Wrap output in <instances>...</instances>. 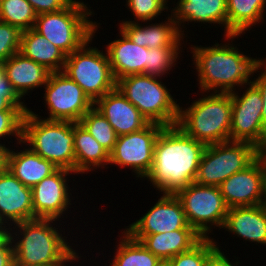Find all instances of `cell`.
Wrapping results in <instances>:
<instances>
[{"label":"cell","instance_id":"obj_37","mask_svg":"<svg viewBox=\"0 0 266 266\" xmlns=\"http://www.w3.org/2000/svg\"><path fill=\"white\" fill-rule=\"evenodd\" d=\"M36 14L51 13L64 9L72 0H27Z\"/></svg>","mask_w":266,"mask_h":266},{"label":"cell","instance_id":"obj_36","mask_svg":"<svg viewBox=\"0 0 266 266\" xmlns=\"http://www.w3.org/2000/svg\"><path fill=\"white\" fill-rule=\"evenodd\" d=\"M24 113L21 110L0 111V138L7 135L17 136L22 142V122Z\"/></svg>","mask_w":266,"mask_h":266},{"label":"cell","instance_id":"obj_17","mask_svg":"<svg viewBox=\"0 0 266 266\" xmlns=\"http://www.w3.org/2000/svg\"><path fill=\"white\" fill-rule=\"evenodd\" d=\"M94 105L98 106L96 109L105 116L117 136L140 131L150 123L117 88L99 98Z\"/></svg>","mask_w":266,"mask_h":266},{"label":"cell","instance_id":"obj_30","mask_svg":"<svg viewBox=\"0 0 266 266\" xmlns=\"http://www.w3.org/2000/svg\"><path fill=\"white\" fill-rule=\"evenodd\" d=\"M37 14L27 0H0V21L21 31L34 27Z\"/></svg>","mask_w":266,"mask_h":266},{"label":"cell","instance_id":"obj_10","mask_svg":"<svg viewBox=\"0 0 266 266\" xmlns=\"http://www.w3.org/2000/svg\"><path fill=\"white\" fill-rule=\"evenodd\" d=\"M176 196L180 199L188 224L203 238H207L210 226L223 228L228 206L218 186L200 185L195 182L180 189Z\"/></svg>","mask_w":266,"mask_h":266},{"label":"cell","instance_id":"obj_21","mask_svg":"<svg viewBox=\"0 0 266 266\" xmlns=\"http://www.w3.org/2000/svg\"><path fill=\"white\" fill-rule=\"evenodd\" d=\"M224 227L246 240L266 245V207L254 205L229 208Z\"/></svg>","mask_w":266,"mask_h":266},{"label":"cell","instance_id":"obj_8","mask_svg":"<svg viewBox=\"0 0 266 266\" xmlns=\"http://www.w3.org/2000/svg\"><path fill=\"white\" fill-rule=\"evenodd\" d=\"M91 37L79 49L66 56L62 72L75 81L95 103L116 88L108 55L97 48H86Z\"/></svg>","mask_w":266,"mask_h":266},{"label":"cell","instance_id":"obj_14","mask_svg":"<svg viewBox=\"0 0 266 266\" xmlns=\"http://www.w3.org/2000/svg\"><path fill=\"white\" fill-rule=\"evenodd\" d=\"M193 229L186 219L183 205L176 194H164L141 219L125 231L131 238L141 241L146 235Z\"/></svg>","mask_w":266,"mask_h":266},{"label":"cell","instance_id":"obj_34","mask_svg":"<svg viewBox=\"0 0 266 266\" xmlns=\"http://www.w3.org/2000/svg\"><path fill=\"white\" fill-rule=\"evenodd\" d=\"M22 31L8 23L0 21V62L18 53L20 50Z\"/></svg>","mask_w":266,"mask_h":266},{"label":"cell","instance_id":"obj_43","mask_svg":"<svg viewBox=\"0 0 266 266\" xmlns=\"http://www.w3.org/2000/svg\"><path fill=\"white\" fill-rule=\"evenodd\" d=\"M0 92H16L10 81L7 79L4 69H3V63L0 62Z\"/></svg>","mask_w":266,"mask_h":266},{"label":"cell","instance_id":"obj_40","mask_svg":"<svg viewBox=\"0 0 266 266\" xmlns=\"http://www.w3.org/2000/svg\"><path fill=\"white\" fill-rule=\"evenodd\" d=\"M13 237L2 247H0V266H12L15 261L14 248L12 245Z\"/></svg>","mask_w":266,"mask_h":266},{"label":"cell","instance_id":"obj_27","mask_svg":"<svg viewBox=\"0 0 266 266\" xmlns=\"http://www.w3.org/2000/svg\"><path fill=\"white\" fill-rule=\"evenodd\" d=\"M74 153L75 173L89 171L91 165L109 164V153L80 123H74Z\"/></svg>","mask_w":266,"mask_h":266},{"label":"cell","instance_id":"obj_7","mask_svg":"<svg viewBox=\"0 0 266 266\" xmlns=\"http://www.w3.org/2000/svg\"><path fill=\"white\" fill-rule=\"evenodd\" d=\"M116 88L150 123L177 125L180 107L157 76L127 75L116 80Z\"/></svg>","mask_w":266,"mask_h":266},{"label":"cell","instance_id":"obj_39","mask_svg":"<svg viewBox=\"0 0 266 266\" xmlns=\"http://www.w3.org/2000/svg\"><path fill=\"white\" fill-rule=\"evenodd\" d=\"M255 160L259 163L261 174H262L261 205L266 207V150L263 148L258 149Z\"/></svg>","mask_w":266,"mask_h":266},{"label":"cell","instance_id":"obj_25","mask_svg":"<svg viewBox=\"0 0 266 266\" xmlns=\"http://www.w3.org/2000/svg\"><path fill=\"white\" fill-rule=\"evenodd\" d=\"M19 52L51 73L62 71L66 61V55L33 28L22 31Z\"/></svg>","mask_w":266,"mask_h":266},{"label":"cell","instance_id":"obj_15","mask_svg":"<svg viewBox=\"0 0 266 266\" xmlns=\"http://www.w3.org/2000/svg\"><path fill=\"white\" fill-rule=\"evenodd\" d=\"M68 169L58 168L31 188L34 219H57L70 205L66 176ZM67 184V185H66Z\"/></svg>","mask_w":266,"mask_h":266},{"label":"cell","instance_id":"obj_19","mask_svg":"<svg viewBox=\"0 0 266 266\" xmlns=\"http://www.w3.org/2000/svg\"><path fill=\"white\" fill-rule=\"evenodd\" d=\"M121 40H114L107 46V55L116 80L132 74L148 75V48L132 42L120 30Z\"/></svg>","mask_w":266,"mask_h":266},{"label":"cell","instance_id":"obj_33","mask_svg":"<svg viewBox=\"0 0 266 266\" xmlns=\"http://www.w3.org/2000/svg\"><path fill=\"white\" fill-rule=\"evenodd\" d=\"M179 47H161L148 49V75L162 76L178 57Z\"/></svg>","mask_w":266,"mask_h":266},{"label":"cell","instance_id":"obj_9","mask_svg":"<svg viewBox=\"0 0 266 266\" xmlns=\"http://www.w3.org/2000/svg\"><path fill=\"white\" fill-rule=\"evenodd\" d=\"M257 152L258 148L249 142L227 141L206 145L194 182L219 186L234 173L251 165Z\"/></svg>","mask_w":266,"mask_h":266},{"label":"cell","instance_id":"obj_42","mask_svg":"<svg viewBox=\"0 0 266 266\" xmlns=\"http://www.w3.org/2000/svg\"><path fill=\"white\" fill-rule=\"evenodd\" d=\"M231 262L224 256L219 248L211 255L208 260L207 266H233Z\"/></svg>","mask_w":266,"mask_h":266},{"label":"cell","instance_id":"obj_47","mask_svg":"<svg viewBox=\"0 0 266 266\" xmlns=\"http://www.w3.org/2000/svg\"><path fill=\"white\" fill-rule=\"evenodd\" d=\"M12 266H31V265H22L16 261H14L13 265Z\"/></svg>","mask_w":266,"mask_h":266},{"label":"cell","instance_id":"obj_45","mask_svg":"<svg viewBox=\"0 0 266 266\" xmlns=\"http://www.w3.org/2000/svg\"><path fill=\"white\" fill-rule=\"evenodd\" d=\"M3 224L0 222V247L4 246L12 237V234L5 229V226H2Z\"/></svg>","mask_w":266,"mask_h":266},{"label":"cell","instance_id":"obj_16","mask_svg":"<svg viewBox=\"0 0 266 266\" xmlns=\"http://www.w3.org/2000/svg\"><path fill=\"white\" fill-rule=\"evenodd\" d=\"M218 187L228 208L261 205L262 174L259 163L255 160Z\"/></svg>","mask_w":266,"mask_h":266},{"label":"cell","instance_id":"obj_2","mask_svg":"<svg viewBox=\"0 0 266 266\" xmlns=\"http://www.w3.org/2000/svg\"><path fill=\"white\" fill-rule=\"evenodd\" d=\"M193 57L199 72V84L202 91L231 93L238 84H250L249 77L266 64L264 60H256L239 53L233 46L194 47ZM261 67V68H260ZM216 88V89H215Z\"/></svg>","mask_w":266,"mask_h":266},{"label":"cell","instance_id":"obj_26","mask_svg":"<svg viewBox=\"0 0 266 266\" xmlns=\"http://www.w3.org/2000/svg\"><path fill=\"white\" fill-rule=\"evenodd\" d=\"M173 20L180 27L181 20L225 24L227 37V0H179Z\"/></svg>","mask_w":266,"mask_h":266},{"label":"cell","instance_id":"obj_20","mask_svg":"<svg viewBox=\"0 0 266 266\" xmlns=\"http://www.w3.org/2000/svg\"><path fill=\"white\" fill-rule=\"evenodd\" d=\"M122 23L120 30L123 31L133 43L148 49L178 47L180 46L181 35H184L172 17H168V23L148 25L146 27L139 26L140 24L134 21H125Z\"/></svg>","mask_w":266,"mask_h":266},{"label":"cell","instance_id":"obj_28","mask_svg":"<svg viewBox=\"0 0 266 266\" xmlns=\"http://www.w3.org/2000/svg\"><path fill=\"white\" fill-rule=\"evenodd\" d=\"M266 0H227V39L235 38L263 19Z\"/></svg>","mask_w":266,"mask_h":266},{"label":"cell","instance_id":"obj_18","mask_svg":"<svg viewBox=\"0 0 266 266\" xmlns=\"http://www.w3.org/2000/svg\"><path fill=\"white\" fill-rule=\"evenodd\" d=\"M6 219L12 220L14 225L34 219L31 188L8 169L0 172V222L4 223Z\"/></svg>","mask_w":266,"mask_h":266},{"label":"cell","instance_id":"obj_5","mask_svg":"<svg viewBox=\"0 0 266 266\" xmlns=\"http://www.w3.org/2000/svg\"><path fill=\"white\" fill-rule=\"evenodd\" d=\"M32 111L24 114L22 142L58 168L75 173L74 122L40 119Z\"/></svg>","mask_w":266,"mask_h":266},{"label":"cell","instance_id":"obj_46","mask_svg":"<svg viewBox=\"0 0 266 266\" xmlns=\"http://www.w3.org/2000/svg\"><path fill=\"white\" fill-rule=\"evenodd\" d=\"M156 266H171V263L169 260H160Z\"/></svg>","mask_w":266,"mask_h":266},{"label":"cell","instance_id":"obj_24","mask_svg":"<svg viewBox=\"0 0 266 266\" xmlns=\"http://www.w3.org/2000/svg\"><path fill=\"white\" fill-rule=\"evenodd\" d=\"M202 238L194 229H179L146 235L140 243L160 260H169L189 251Z\"/></svg>","mask_w":266,"mask_h":266},{"label":"cell","instance_id":"obj_48","mask_svg":"<svg viewBox=\"0 0 266 266\" xmlns=\"http://www.w3.org/2000/svg\"><path fill=\"white\" fill-rule=\"evenodd\" d=\"M263 149H265V150H266V142H265V144H264V146H263Z\"/></svg>","mask_w":266,"mask_h":266},{"label":"cell","instance_id":"obj_13","mask_svg":"<svg viewBox=\"0 0 266 266\" xmlns=\"http://www.w3.org/2000/svg\"><path fill=\"white\" fill-rule=\"evenodd\" d=\"M163 125L149 123L142 130L117 137L109 154V163L131 166L137 177H146L152 169L154 147Z\"/></svg>","mask_w":266,"mask_h":266},{"label":"cell","instance_id":"obj_31","mask_svg":"<svg viewBox=\"0 0 266 266\" xmlns=\"http://www.w3.org/2000/svg\"><path fill=\"white\" fill-rule=\"evenodd\" d=\"M79 123L109 154L112 152L118 136L105 116L95 108V105L81 118Z\"/></svg>","mask_w":266,"mask_h":266},{"label":"cell","instance_id":"obj_41","mask_svg":"<svg viewBox=\"0 0 266 266\" xmlns=\"http://www.w3.org/2000/svg\"><path fill=\"white\" fill-rule=\"evenodd\" d=\"M266 69V66H265ZM259 90L263 99L262 119L263 126L266 128V70L255 81H251Z\"/></svg>","mask_w":266,"mask_h":266},{"label":"cell","instance_id":"obj_38","mask_svg":"<svg viewBox=\"0 0 266 266\" xmlns=\"http://www.w3.org/2000/svg\"><path fill=\"white\" fill-rule=\"evenodd\" d=\"M21 97L17 92H0V111L2 110H21L26 114L29 109L23 102H20Z\"/></svg>","mask_w":266,"mask_h":266},{"label":"cell","instance_id":"obj_29","mask_svg":"<svg viewBox=\"0 0 266 266\" xmlns=\"http://www.w3.org/2000/svg\"><path fill=\"white\" fill-rule=\"evenodd\" d=\"M112 266H156L160 259L124 232Z\"/></svg>","mask_w":266,"mask_h":266},{"label":"cell","instance_id":"obj_6","mask_svg":"<svg viewBox=\"0 0 266 266\" xmlns=\"http://www.w3.org/2000/svg\"><path fill=\"white\" fill-rule=\"evenodd\" d=\"M91 14L83 2L72 0L60 11L37 15L33 29L68 56L97 30L96 22L88 20Z\"/></svg>","mask_w":266,"mask_h":266},{"label":"cell","instance_id":"obj_32","mask_svg":"<svg viewBox=\"0 0 266 266\" xmlns=\"http://www.w3.org/2000/svg\"><path fill=\"white\" fill-rule=\"evenodd\" d=\"M218 248L209 237L202 238L189 251L180 253L169 261L171 266H207L209 258Z\"/></svg>","mask_w":266,"mask_h":266},{"label":"cell","instance_id":"obj_22","mask_svg":"<svg viewBox=\"0 0 266 266\" xmlns=\"http://www.w3.org/2000/svg\"><path fill=\"white\" fill-rule=\"evenodd\" d=\"M3 69L13 89L20 97H23L30 89L45 85L51 73L44 66L24 57L20 52L3 62Z\"/></svg>","mask_w":266,"mask_h":266},{"label":"cell","instance_id":"obj_12","mask_svg":"<svg viewBox=\"0 0 266 266\" xmlns=\"http://www.w3.org/2000/svg\"><path fill=\"white\" fill-rule=\"evenodd\" d=\"M230 141L249 142L258 149L266 142V128L263 126V99L260 90L251 82L242 97L233 91Z\"/></svg>","mask_w":266,"mask_h":266},{"label":"cell","instance_id":"obj_23","mask_svg":"<svg viewBox=\"0 0 266 266\" xmlns=\"http://www.w3.org/2000/svg\"><path fill=\"white\" fill-rule=\"evenodd\" d=\"M7 169L22 184L32 188L45 177L54 173L58 167L29 148L18 153L9 150Z\"/></svg>","mask_w":266,"mask_h":266},{"label":"cell","instance_id":"obj_35","mask_svg":"<svg viewBox=\"0 0 266 266\" xmlns=\"http://www.w3.org/2000/svg\"><path fill=\"white\" fill-rule=\"evenodd\" d=\"M167 0H128L127 4L133 15L138 20L147 21L152 20L154 17L160 15V13L166 9L165 6Z\"/></svg>","mask_w":266,"mask_h":266},{"label":"cell","instance_id":"obj_4","mask_svg":"<svg viewBox=\"0 0 266 266\" xmlns=\"http://www.w3.org/2000/svg\"><path fill=\"white\" fill-rule=\"evenodd\" d=\"M231 115V93L215 92L186 110L179 108L177 125L205 145L223 143L230 141Z\"/></svg>","mask_w":266,"mask_h":266},{"label":"cell","instance_id":"obj_44","mask_svg":"<svg viewBox=\"0 0 266 266\" xmlns=\"http://www.w3.org/2000/svg\"><path fill=\"white\" fill-rule=\"evenodd\" d=\"M9 149L5 145L0 144V172H3L7 169V157Z\"/></svg>","mask_w":266,"mask_h":266},{"label":"cell","instance_id":"obj_1","mask_svg":"<svg viewBox=\"0 0 266 266\" xmlns=\"http://www.w3.org/2000/svg\"><path fill=\"white\" fill-rule=\"evenodd\" d=\"M205 147L178 125L164 126L154 147L152 169L146 177L163 194H176L195 181Z\"/></svg>","mask_w":266,"mask_h":266},{"label":"cell","instance_id":"obj_3","mask_svg":"<svg viewBox=\"0 0 266 266\" xmlns=\"http://www.w3.org/2000/svg\"><path fill=\"white\" fill-rule=\"evenodd\" d=\"M53 221L55 219L36 218L16 224L23 234V238L13 245L16 262L31 266H65L64 262L79 258L51 226Z\"/></svg>","mask_w":266,"mask_h":266},{"label":"cell","instance_id":"obj_11","mask_svg":"<svg viewBox=\"0 0 266 266\" xmlns=\"http://www.w3.org/2000/svg\"><path fill=\"white\" fill-rule=\"evenodd\" d=\"M45 87V103L48 105L47 120L79 123L94 106L83 89L62 71L50 73Z\"/></svg>","mask_w":266,"mask_h":266}]
</instances>
